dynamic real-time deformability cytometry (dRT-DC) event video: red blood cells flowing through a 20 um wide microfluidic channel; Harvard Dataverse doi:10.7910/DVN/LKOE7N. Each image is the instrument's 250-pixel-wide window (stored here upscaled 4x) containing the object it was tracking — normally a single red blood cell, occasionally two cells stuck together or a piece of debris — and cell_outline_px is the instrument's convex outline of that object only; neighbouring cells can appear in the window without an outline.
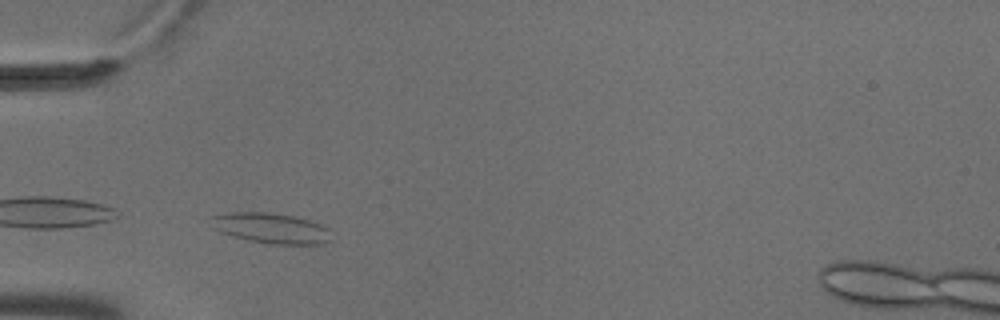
{"species": "common noctule bat (a hibernating species)", "species_latin": "Nyctalus noctula", "temperature_condition": "cold", "stored_images_in_passage": 4, "camera_frame_rate_fps": 3000, "um_per_image_px": 0.085, "animal": {"sex": "male", "body_mass_g": 18.8}, "frame": {"image": 1, "passage_image": 3, "time_ms": 0.667, "image_size_px": [1000, 320], "cell_outline_px": [[332, 240], [324, 244], [268, 244], [248, 240], [232, 236], [220, 232], [212, 228], [208, 216], [232, 212], [268, 212], [296, 216], [320, 224], [328, 228]], "centroid_in_image_um": [23.0, 19.39], "position_along_channel_um": 62.0, "area_um2": 21.68}}